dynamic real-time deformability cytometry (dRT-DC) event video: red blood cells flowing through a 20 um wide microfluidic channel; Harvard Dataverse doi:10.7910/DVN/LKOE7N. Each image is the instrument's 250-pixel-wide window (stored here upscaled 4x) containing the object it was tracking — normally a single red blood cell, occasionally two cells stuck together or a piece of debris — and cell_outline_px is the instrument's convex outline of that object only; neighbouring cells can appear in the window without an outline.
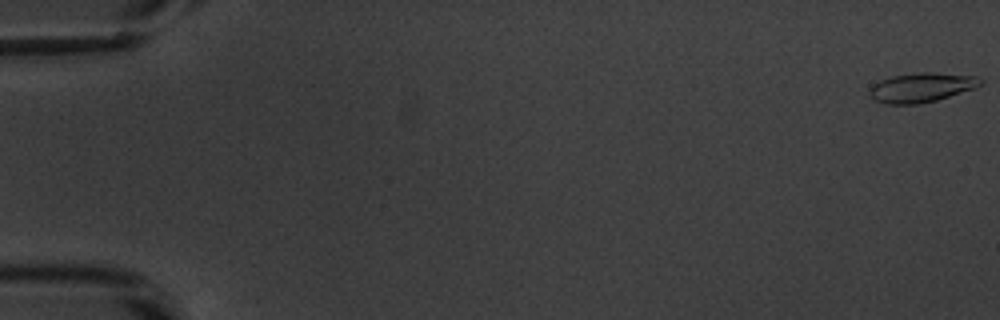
{"species": "common noctule bat (a hibernating species)", "species_latin": "Nyctalus noctula", "temperature_condition": "warm", "stored_images_in_passage": 13, "camera_frame_rate_fps": 3000, "um_per_image_px": 0.085, "animal": {"sex": "male", "body_mass_g": 20.1, "forearm_length_mm": 53.5}, "frame": {"image": 1, "passage_image": 1, "time_ms": 0.0, "image_size_px": [1000, 320], "cell_outline_px": [[984, 84], [936, 100], [916, 104], [888, 104], [876, 100], [868, 92], [872, 84], [880, 80], [892, 76], [924, 72], [932, 72], [976, 76], [984, 80]], "centroid_in_image_um": [78.32, 7.42], "position_along_channel_um": 6.7, "area_um2": 18.73}}